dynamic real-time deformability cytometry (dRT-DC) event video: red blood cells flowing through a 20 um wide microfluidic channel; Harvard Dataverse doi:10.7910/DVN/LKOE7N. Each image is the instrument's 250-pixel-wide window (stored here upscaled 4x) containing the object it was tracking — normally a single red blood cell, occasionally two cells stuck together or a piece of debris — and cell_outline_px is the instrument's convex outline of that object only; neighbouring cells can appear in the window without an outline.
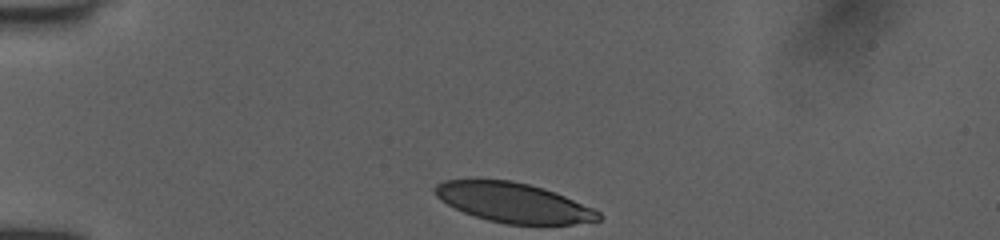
{"species": "human", "species_latin": "Homo sapiens", "temperature_condition": "room temperature", "stored_images_in_passage": 33, "camera_frame_rate_fps": 3000, "um_per_image_px": 0.085, "donor": {"sex": "female"}, "frame": {"image": 1, "passage_image": 1, "time_ms": 0.0, "image_size_px": [1000, 240], "cell_outline_px": [[600, 220], [572, 224], [504, 224], [488, 220], [464, 212], [440, 200], [436, 196], [432, 188], [436, 184], [444, 180], [512, 180], [544, 188], [564, 196], [592, 208], [600, 212]], "centroid_in_image_um": [43.61, 17.22], "position_along_channel_um": 41.4, "area_um2": 37.45}}
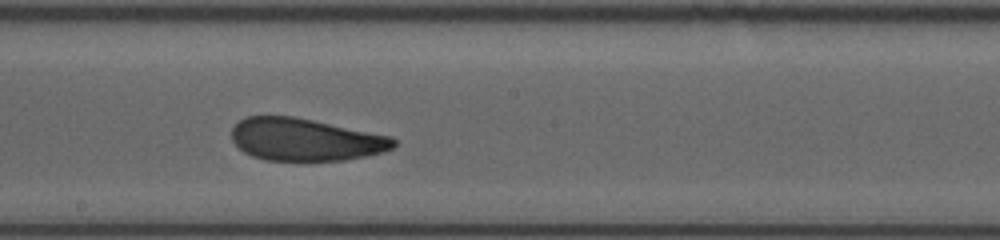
{"frame": {"image": 2, "passage_image": 18, "time_ms": 5.667, "image_size_px": [1000, 240], "cell_outline_px": [[396, 144], [392, 148], [384, 152], [344, 160], [264, 160], [252, 156], [236, 148], [232, 140], [232, 128], [240, 120], [248, 116], [292, 116], [392, 136], [396, 140]], "centroid_in_image_um": [25.93, 11.87], "position_along_channel_um": 222.3, "area_um2": 40.0}}
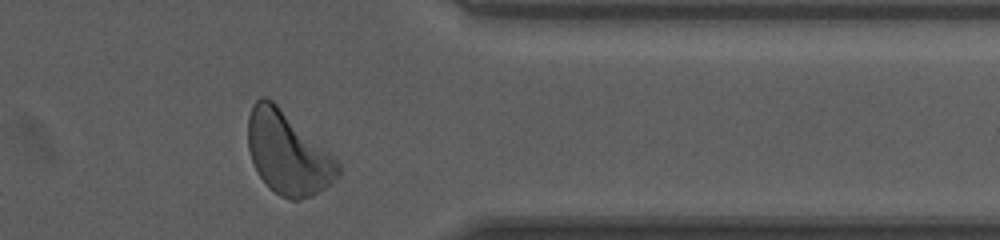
{"frame": {"image": 3, "passage_image": 31, "time_ms": 10.0, "image_size_px": [1000, 240], "cell_outline_px": [[340, 176], [324, 188], [312, 196], [300, 200], [292, 200], [280, 196], [256, 172], [248, 148], [248, 116], [252, 104], [260, 96], [264, 96], [272, 100], [328, 152], [340, 164]], "centroid_in_image_um": [24.44, 13.02], "position_along_channel_um": 387.0, "area_um2": 42.66}, "authors_computed_cell_mechanics": {"area_um2": 40.6912, "velocity_mm_per_s": 3.9854, "shape_relaxation_time_tau1_ms": 3.9237, "shape_relaxation_time_tau2_ms": 2.0694, "deformation_change_tau1": 0.1409, "deformation_change_tau2": 0.094}}